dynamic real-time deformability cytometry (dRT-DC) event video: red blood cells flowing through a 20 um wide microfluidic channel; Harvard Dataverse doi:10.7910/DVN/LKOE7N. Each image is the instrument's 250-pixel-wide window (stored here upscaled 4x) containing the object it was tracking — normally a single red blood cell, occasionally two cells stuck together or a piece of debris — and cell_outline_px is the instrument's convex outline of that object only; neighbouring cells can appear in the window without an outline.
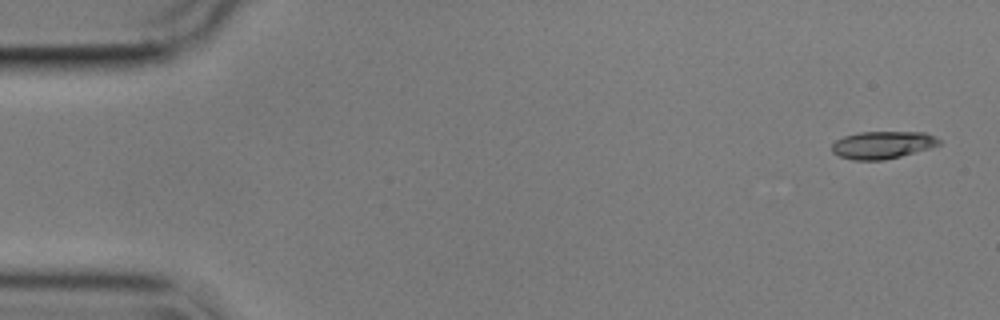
{"species": "common noctule bat (a hibernating species)", "species_latin": "Nyctalus noctula", "temperature_condition": "cold", "stored_images_in_passage": 56, "camera_frame_rate_fps": 3000, "um_per_image_px": 0.085, "animal": {"sex": "male", "body_mass_g": 17.9}, "frame": {"image": 1, "passage_image": 2, "time_ms": 0.333, "image_size_px": [1000, 320], "cell_outline_px": [[940, 144], [928, 148], [900, 156], [884, 160], [852, 160], [840, 156], [832, 152], [832, 144], [836, 140], [844, 136], [860, 132], [924, 132], [936, 136], [940, 140]], "centroid_in_image_um": [75.0, 12.31], "position_along_channel_um": 10.0, "area_um2": 17.05}}
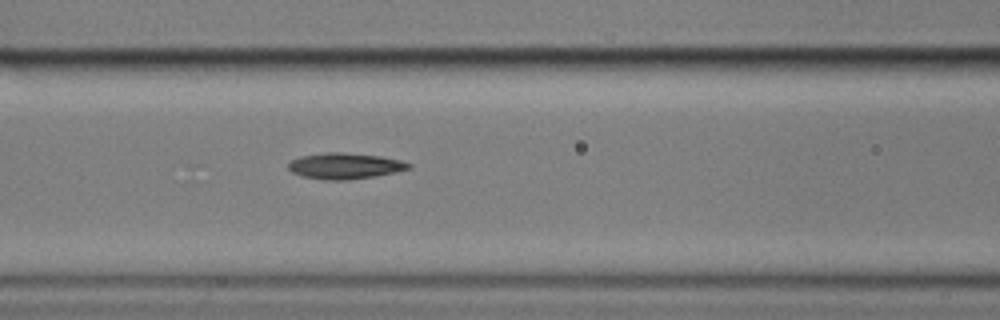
{"frame": {"image": 2, "passage_image": 23, "time_ms": 7.333, "image_size_px": [1000, 320], "cell_outline_px": [[412, 168], [376, 176], [348, 180], [324, 180], [304, 176], [292, 172], [288, 168], [288, 164], [292, 160], [300, 156], [324, 152], [344, 152], [380, 156], [400, 160], [412, 164]], "centroid_in_image_um": [29.32, 14.1], "position_along_channel_um": 137.3, "area_um2": 18.26}}
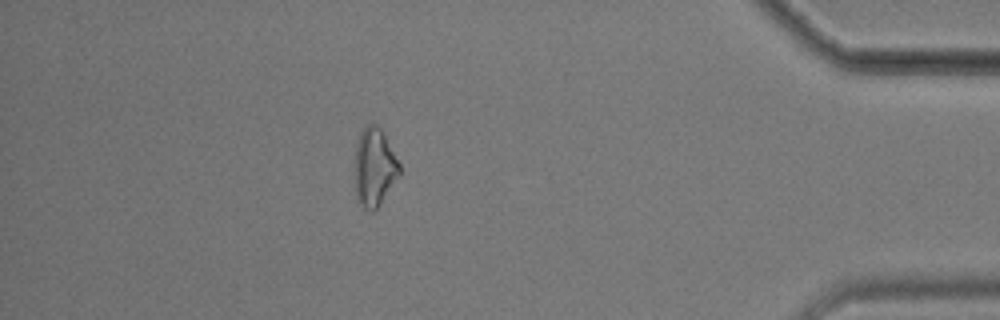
{"frame": {"image": 3, "passage_image": 49, "time_ms": 16.0, "image_size_px": [1000, 320], "cell_outline_px": [[400, 176], [376, 208], [372, 212], [364, 208], [356, 200], [356, 144], [360, 132], [368, 124], [376, 124], [380, 128], [400, 164]], "centroid_in_image_um": [31.83, 14.23], "position_along_channel_um": 403.4, "area_um2": 20.0}, "authors_computed_cell_mechanics": {"area_um2": 17.918, "velocity_mm_per_s": 3.5766, "shape_relaxation_time_tau1_ms": 3.1881, "shape_relaxation_time_tau2_ms": 6.6523, "deformation_change_tau1": 0.1145, "deformation_change_tau2": 0.1666}}